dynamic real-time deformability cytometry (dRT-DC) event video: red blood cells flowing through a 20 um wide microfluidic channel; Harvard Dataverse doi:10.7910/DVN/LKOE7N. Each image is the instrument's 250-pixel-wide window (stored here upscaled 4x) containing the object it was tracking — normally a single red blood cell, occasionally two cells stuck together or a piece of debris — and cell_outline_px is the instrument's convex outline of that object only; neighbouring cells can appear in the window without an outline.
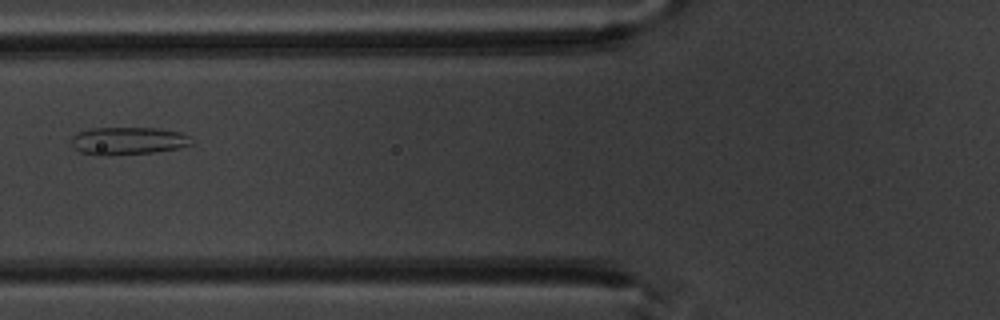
{"species": "common noctule bat (a hibernating species)", "species_latin": "Nyctalus noctula", "temperature_condition": "warm", "stored_images_in_passage": 7, "camera_frame_rate_fps": 3000, "um_per_image_px": 0.085, "animal": {"sex": "male", "body_mass_g": 20.1, "forearm_length_mm": 53.5}, "frame": {"image": 1, "passage_image": 7, "time_ms": 7.0, "image_size_px": [1000, 320], "cell_outline_px": [[192, 144], [180, 148], [152, 152], [108, 156], [96, 156], [80, 152], [72, 144], [72, 136], [80, 132], [92, 128], [160, 128], [180, 132], [192, 136]], "centroid_in_image_um": [10.92, 11.98], "position_along_channel_um": 114.9, "area_um2": 19.54}}